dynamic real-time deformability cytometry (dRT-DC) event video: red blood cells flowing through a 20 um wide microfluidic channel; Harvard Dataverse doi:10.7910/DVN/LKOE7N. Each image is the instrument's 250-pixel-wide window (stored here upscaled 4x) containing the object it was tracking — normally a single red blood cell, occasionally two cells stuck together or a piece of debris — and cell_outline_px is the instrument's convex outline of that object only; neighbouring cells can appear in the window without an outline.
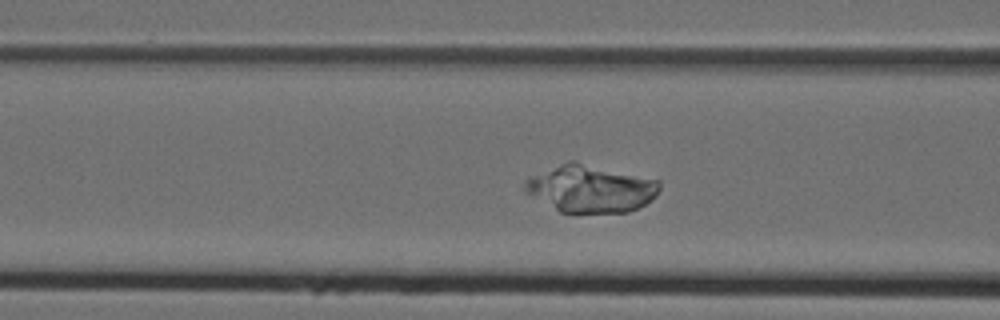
{"species": "Egyptian fruit bat (a non-hibernating species)", "species_latin": "Rousettus aegyptiacus", "temperature_condition": "cold", "stored_images_in_passage": 24, "camera_frame_rate_fps": 3000, "um_per_image_px": 0.085, "animal": {"sex": "female"}, "frame": {"image": 1, "passage_image": 15, "time_ms": 4.667, "image_size_px": [1000, 320], "cell_outline_px": [[660, 188], [656, 196], [644, 204], [628, 212], [560, 212], [524, 192], [524, 180], [532, 176], [568, 160], [576, 160], [660, 180]], "centroid_in_image_um": [50.2, 16.01], "position_along_channel_um": 116.4, "area_um2": 37.22}}
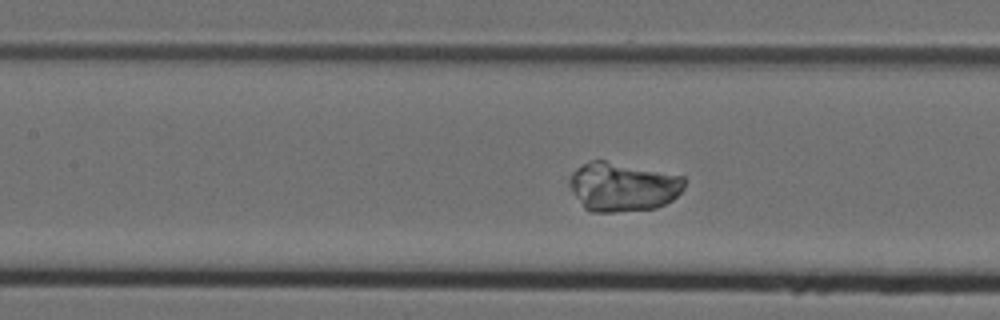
{"frame": {"image": 2, "passage_image": 18, "time_ms": 5.667, "image_size_px": [1000, 320], "cell_outline_px": [[684, 188], [672, 200], [656, 208], [612, 212], [592, 212], [584, 208], [568, 184], [568, 176], [576, 168], [592, 160], [604, 160], [684, 176]], "centroid_in_image_um": [52.91, 15.87], "position_along_channel_um": 154.5, "area_um2": 32.71}}
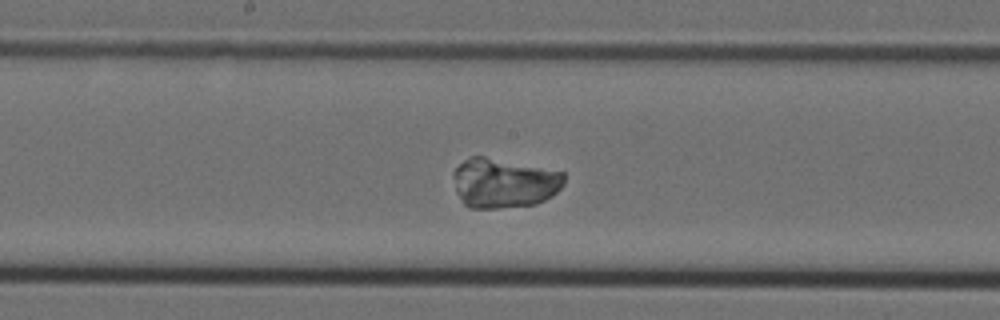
{"frame": {"image": 3, "passage_image": 22, "time_ms": 7.0, "image_size_px": [1000, 320], "cell_outline_px": [[564, 184], [552, 196], [536, 204], [496, 208], [468, 208], [464, 204], [456, 192], [452, 172], [464, 160], [472, 156], [484, 156], [564, 172]], "centroid_in_image_um": [42.82, 15.56], "position_along_channel_um": 205.4, "area_um2": 32.02}}